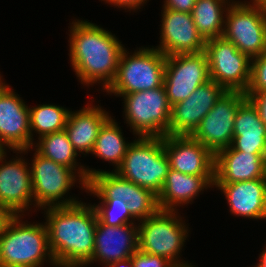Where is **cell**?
Here are the masks:
<instances>
[{
  "label": "cell",
  "instance_id": "obj_1",
  "mask_svg": "<svg viewBox=\"0 0 266 267\" xmlns=\"http://www.w3.org/2000/svg\"><path fill=\"white\" fill-rule=\"evenodd\" d=\"M48 245L57 267H82L93 256L97 213L81 200L72 205L48 207Z\"/></svg>",
  "mask_w": 266,
  "mask_h": 267
},
{
  "label": "cell",
  "instance_id": "obj_2",
  "mask_svg": "<svg viewBox=\"0 0 266 267\" xmlns=\"http://www.w3.org/2000/svg\"><path fill=\"white\" fill-rule=\"evenodd\" d=\"M70 26L69 57L78 80L88 87L101 83V91H106L125 46L109 30L87 20H74Z\"/></svg>",
  "mask_w": 266,
  "mask_h": 267
},
{
  "label": "cell",
  "instance_id": "obj_3",
  "mask_svg": "<svg viewBox=\"0 0 266 267\" xmlns=\"http://www.w3.org/2000/svg\"><path fill=\"white\" fill-rule=\"evenodd\" d=\"M14 215L0 234V267L56 266L48 245L46 224L23 222ZM48 258V259H47Z\"/></svg>",
  "mask_w": 266,
  "mask_h": 267
},
{
  "label": "cell",
  "instance_id": "obj_4",
  "mask_svg": "<svg viewBox=\"0 0 266 267\" xmlns=\"http://www.w3.org/2000/svg\"><path fill=\"white\" fill-rule=\"evenodd\" d=\"M136 138L126 151L116 173L158 196L170 169L163 137Z\"/></svg>",
  "mask_w": 266,
  "mask_h": 267
},
{
  "label": "cell",
  "instance_id": "obj_5",
  "mask_svg": "<svg viewBox=\"0 0 266 267\" xmlns=\"http://www.w3.org/2000/svg\"><path fill=\"white\" fill-rule=\"evenodd\" d=\"M184 222L178 216V210L159 209L138 223V249L164 257L176 267H195L192 263L179 259L189 232V227Z\"/></svg>",
  "mask_w": 266,
  "mask_h": 267
},
{
  "label": "cell",
  "instance_id": "obj_6",
  "mask_svg": "<svg viewBox=\"0 0 266 267\" xmlns=\"http://www.w3.org/2000/svg\"><path fill=\"white\" fill-rule=\"evenodd\" d=\"M138 49L129 55L124 48L116 77L106 93L119 97L163 86L166 56L155 47Z\"/></svg>",
  "mask_w": 266,
  "mask_h": 267
},
{
  "label": "cell",
  "instance_id": "obj_7",
  "mask_svg": "<svg viewBox=\"0 0 266 267\" xmlns=\"http://www.w3.org/2000/svg\"><path fill=\"white\" fill-rule=\"evenodd\" d=\"M32 158L29 165L36 208L41 210L79 202L75 197H63L77 180L81 188L86 189V182L73 169L43 157L36 150Z\"/></svg>",
  "mask_w": 266,
  "mask_h": 267
},
{
  "label": "cell",
  "instance_id": "obj_8",
  "mask_svg": "<svg viewBox=\"0 0 266 267\" xmlns=\"http://www.w3.org/2000/svg\"><path fill=\"white\" fill-rule=\"evenodd\" d=\"M86 192L100 199H122L128 211L138 222L159 210L157 195L151 190L122 178L113 170H96L87 167Z\"/></svg>",
  "mask_w": 266,
  "mask_h": 267
},
{
  "label": "cell",
  "instance_id": "obj_9",
  "mask_svg": "<svg viewBox=\"0 0 266 267\" xmlns=\"http://www.w3.org/2000/svg\"><path fill=\"white\" fill-rule=\"evenodd\" d=\"M126 123L135 136L164 137L168 135L171 106L164 85L155 89L124 94Z\"/></svg>",
  "mask_w": 266,
  "mask_h": 267
},
{
  "label": "cell",
  "instance_id": "obj_10",
  "mask_svg": "<svg viewBox=\"0 0 266 267\" xmlns=\"http://www.w3.org/2000/svg\"><path fill=\"white\" fill-rule=\"evenodd\" d=\"M231 1L223 37L250 59L266 52V11L252 1Z\"/></svg>",
  "mask_w": 266,
  "mask_h": 267
},
{
  "label": "cell",
  "instance_id": "obj_11",
  "mask_svg": "<svg viewBox=\"0 0 266 267\" xmlns=\"http://www.w3.org/2000/svg\"><path fill=\"white\" fill-rule=\"evenodd\" d=\"M210 79L227 91L246 92L250 83L251 59L235 44L218 37L206 40Z\"/></svg>",
  "mask_w": 266,
  "mask_h": 267
},
{
  "label": "cell",
  "instance_id": "obj_12",
  "mask_svg": "<svg viewBox=\"0 0 266 267\" xmlns=\"http://www.w3.org/2000/svg\"><path fill=\"white\" fill-rule=\"evenodd\" d=\"M209 80L210 72L204 51L166 56L163 85L170 106L186 100Z\"/></svg>",
  "mask_w": 266,
  "mask_h": 267
},
{
  "label": "cell",
  "instance_id": "obj_13",
  "mask_svg": "<svg viewBox=\"0 0 266 267\" xmlns=\"http://www.w3.org/2000/svg\"><path fill=\"white\" fill-rule=\"evenodd\" d=\"M246 99L245 92L226 91L191 136L214 154L229 147L234 136L235 115Z\"/></svg>",
  "mask_w": 266,
  "mask_h": 267
},
{
  "label": "cell",
  "instance_id": "obj_14",
  "mask_svg": "<svg viewBox=\"0 0 266 267\" xmlns=\"http://www.w3.org/2000/svg\"><path fill=\"white\" fill-rule=\"evenodd\" d=\"M0 146L22 155L31 151L29 107L8 84L0 88Z\"/></svg>",
  "mask_w": 266,
  "mask_h": 267
},
{
  "label": "cell",
  "instance_id": "obj_15",
  "mask_svg": "<svg viewBox=\"0 0 266 267\" xmlns=\"http://www.w3.org/2000/svg\"><path fill=\"white\" fill-rule=\"evenodd\" d=\"M6 154H0V205L13 215H24L32 204L35 207L30 166L22 155L6 162Z\"/></svg>",
  "mask_w": 266,
  "mask_h": 267
},
{
  "label": "cell",
  "instance_id": "obj_16",
  "mask_svg": "<svg viewBox=\"0 0 266 267\" xmlns=\"http://www.w3.org/2000/svg\"><path fill=\"white\" fill-rule=\"evenodd\" d=\"M161 16V42L156 49L165 56L204 51L206 41L198 32L191 13L163 8Z\"/></svg>",
  "mask_w": 266,
  "mask_h": 267
},
{
  "label": "cell",
  "instance_id": "obj_17",
  "mask_svg": "<svg viewBox=\"0 0 266 267\" xmlns=\"http://www.w3.org/2000/svg\"><path fill=\"white\" fill-rule=\"evenodd\" d=\"M226 91L224 87L209 80L186 100L171 106L168 135H191Z\"/></svg>",
  "mask_w": 266,
  "mask_h": 267
},
{
  "label": "cell",
  "instance_id": "obj_18",
  "mask_svg": "<svg viewBox=\"0 0 266 267\" xmlns=\"http://www.w3.org/2000/svg\"><path fill=\"white\" fill-rule=\"evenodd\" d=\"M163 146L171 169L195 176H214L215 154L191 135H166Z\"/></svg>",
  "mask_w": 266,
  "mask_h": 267
},
{
  "label": "cell",
  "instance_id": "obj_19",
  "mask_svg": "<svg viewBox=\"0 0 266 267\" xmlns=\"http://www.w3.org/2000/svg\"><path fill=\"white\" fill-rule=\"evenodd\" d=\"M137 250V223L107 226L98 219L93 256L85 266L94 263V261L107 266L110 263L130 258Z\"/></svg>",
  "mask_w": 266,
  "mask_h": 267
},
{
  "label": "cell",
  "instance_id": "obj_20",
  "mask_svg": "<svg viewBox=\"0 0 266 267\" xmlns=\"http://www.w3.org/2000/svg\"><path fill=\"white\" fill-rule=\"evenodd\" d=\"M266 178V154H251L230 146L215 153L214 184Z\"/></svg>",
  "mask_w": 266,
  "mask_h": 267
},
{
  "label": "cell",
  "instance_id": "obj_21",
  "mask_svg": "<svg viewBox=\"0 0 266 267\" xmlns=\"http://www.w3.org/2000/svg\"><path fill=\"white\" fill-rule=\"evenodd\" d=\"M213 186L226 196L231 214L266 220V178Z\"/></svg>",
  "mask_w": 266,
  "mask_h": 267
},
{
  "label": "cell",
  "instance_id": "obj_22",
  "mask_svg": "<svg viewBox=\"0 0 266 267\" xmlns=\"http://www.w3.org/2000/svg\"><path fill=\"white\" fill-rule=\"evenodd\" d=\"M99 105H86L78 111L70 110L65 131L77 153L87 155L92 153L99 131L111 117Z\"/></svg>",
  "mask_w": 266,
  "mask_h": 267
},
{
  "label": "cell",
  "instance_id": "obj_23",
  "mask_svg": "<svg viewBox=\"0 0 266 267\" xmlns=\"http://www.w3.org/2000/svg\"><path fill=\"white\" fill-rule=\"evenodd\" d=\"M214 176H195L169 169L162 190L157 196L160 210L176 211L189 204L201 191L213 187Z\"/></svg>",
  "mask_w": 266,
  "mask_h": 267
},
{
  "label": "cell",
  "instance_id": "obj_24",
  "mask_svg": "<svg viewBox=\"0 0 266 267\" xmlns=\"http://www.w3.org/2000/svg\"><path fill=\"white\" fill-rule=\"evenodd\" d=\"M230 147L245 153L266 154V125L248 98L239 106L235 115Z\"/></svg>",
  "mask_w": 266,
  "mask_h": 267
},
{
  "label": "cell",
  "instance_id": "obj_25",
  "mask_svg": "<svg viewBox=\"0 0 266 267\" xmlns=\"http://www.w3.org/2000/svg\"><path fill=\"white\" fill-rule=\"evenodd\" d=\"M38 140L34 143L33 148L36 147L34 149L39 154L73 169L87 183L86 166L81 165V163L78 164L76 158L79 154L74 150L65 129L43 135Z\"/></svg>",
  "mask_w": 266,
  "mask_h": 267
},
{
  "label": "cell",
  "instance_id": "obj_26",
  "mask_svg": "<svg viewBox=\"0 0 266 267\" xmlns=\"http://www.w3.org/2000/svg\"><path fill=\"white\" fill-rule=\"evenodd\" d=\"M231 3L230 0H196L191 14L205 41L223 37L225 14Z\"/></svg>",
  "mask_w": 266,
  "mask_h": 267
},
{
  "label": "cell",
  "instance_id": "obj_27",
  "mask_svg": "<svg viewBox=\"0 0 266 267\" xmlns=\"http://www.w3.org/2000/svg\"><path fill=\"white\" fill-rule=\"evenodd\" d=\"M121 126L110 117L101 127L92 154L115 165L114 172L120 167L126 151L132 142H126Z\"/></svg>",
  "mask_w": 266,
  "mask_h": 267
},
{
  "label": "cell",
  "instance_id": "obj_28",
  "mask_svg": "<svg viewBox=\"0 0 266 267\" xmlns=\"http://www.w3.org/2000/svg\"><path fill=\"white\" fill-rule=\"evenodd\" d=\"M70 110L54 104H39L36 107H29L31 148L34 143V133L39 138L43 135L58 132L65 129Z\"/></svg>",
  "mask_w": 266,
  "mask_h": 267
},
{
  "label": "cell",
  "instance_id": "obj_29",
  "mask_svg": "<svg viewBox=\"0 0 266 267\" xmlns=\"http://www.w3.org/2000/svg\"><path fill=\"white\" fill-rule=\"evenodd\" d=\"M100 203L94 204L98 219L107 226H121L135 223L127 208V203L122 199H101ZM131 220V221H130Z\"/></svg>",
  "mask_w": 266,
  "mask_h": 267
},
{
  "label": "cell",
  "instance_id": "obj_30",
  "mask_svg": "<svg viewBox=\"0 0 266 267\" xmlns=\"http://www.w3.org/2000/svg\"><path fill=\"white\" fill-rule=\"evenodd\" d=\"M266 91V52L251 59L250 83L245 93Z\"/></svg>",
  "mask_w": 266,
  "mask_h": 267
},
{
  "label": "cell",
  "instance_id": "obj_31",
  "mask_svg": "<svg viewBox=\"0 0 266 267\" xmlns=\"http://www.w3.org/2000/svg\"><path fill=\"white\" fill-rule=\"evenodd\" d=\"M131 259L134 267H176L164 257L144 253L139 249L131 256Z\"/></svg>",
  "mask_w": 266,
  "mask_h": 267
},
{
  "label": "cell",
  "instance_id": "obj_32",
  "mask_svg": "<svg viewBox=\"0 0 266 267\" xmlns=\"http://www.w3.org/2000/svg\"><path fill=\"white\" fill-rule=\"evenodd\" d=\"M247 98L256 107L260 119L266 125V91L258 93H245Z\"/></svg>",
  "mask_w": 266,
  "mask_h": 267
},
{
  "label": "cell",
  "instance_id": "obj_33",
  "mask_svg": "<svg viewBox=\"0 0 266 267\" xmlns=\"http://www.w3.org/2000/svg\"><path fill=\"white\" fill-rule=\"evenodd\" d=\"M163 8L191 13L196 0H164Z\"/></svg>",
  "mask_w": 266,
  "mask_h": 267
},
{
  "label": "cell",
  "instance_id": "obj_34",
  "mask_svg": "<svg viewBox=\"0 0 266 267\" xmlns=\"http://www.w3.org/2000/svg\"><path fill=\"white\" fill-rule=\"evenodd\" d=\"M118 8L128 9L127 11H137L141 6L146 4L148 0H102Z\"/></svg>",
  "mask_w": 266,
  "mask_h": 267
},
{
  "label": "cell",
  "instance_id": "obj_35",
  "mask_svg": "<svg viewBox=\"0 0 266 267\" xmlns=\"http://www.w3.org/2000/svg\"><path fill=\"white\" fill-rule=\"evenodd\" d=\"M14 215L5 207L0 205V234L5 229L7 223Z\"/></svg>",
  "mask_w": 266,
  "mask_h": 267
},
{
  "label": "cell",
  "instance_id": "obj_36",
  "mask_svg": "<svg viewBox=\"0 0 266 267\" xmlns=\"http://www.w3.org/2000/svg\"><path fill=\"white\" fill-rule=\"evenodd\" d=\"M106 267H134L131 257L108 264Z\"/></svg>",
  "mask_w": 266,
  "mask_h": 267
},
{
  "label": "cell",
  "instance_id": "obj_37",
  "mask_svg": "<svg viewBox=\"0 0 266 267\" xmlns=\"http://www.w3.org/2000/svg\"><path fill=\"white\" fill-rule=\"evenodd\" d=\"M259 263H257L254 267H266V244L265 248L263 249L262 253L259 254Z\"/></svg>",
  "mask_w": 266,
  "mask_h": 267
},
{
  "label": "cell",
  "instance_id": "obj_38",
  "mask_svg": "<svg viewBox=\"0 0 266 267\" xmlns=\"http://www.w3.org/2000/svg\"><path fill=\"white\" fill-rule=\"evenodd\" d=\"M253 3L259 5L266 11V0H251Z\"/></svg>",
  "mask_w": 266,
  "mask_h": 267
},
{
  "label": "cell",
  "instance_id": "obj_39",
  "mask_svg": "<svg viewBox=\"0 0 266 267\" xmlns=\"http://www.w3.org/2000/svg\"><path fill=\"white\" fill-rule=\"evenodd\" d=\"M2 80H3V79H2V76H1V74H0V88L5 84V82H3Z\"/></svg>",
  "mask_w": 266,
  "mask_h": 267
},
{
  "label": "cell",
  "instance_id": "obj_40",
  "mask_svg": "<svg viewBox=\"0 0 266 267\" xmlns=\"http://www.w3.org/2000/svg\"><path fill=\"white\" fill-rule=\"evenodd\" d=\"M4 151V149L0 146V154Z\"/></svg>",
  "mask_w": 266,
  "mask_h": 267
}]
</instances>
